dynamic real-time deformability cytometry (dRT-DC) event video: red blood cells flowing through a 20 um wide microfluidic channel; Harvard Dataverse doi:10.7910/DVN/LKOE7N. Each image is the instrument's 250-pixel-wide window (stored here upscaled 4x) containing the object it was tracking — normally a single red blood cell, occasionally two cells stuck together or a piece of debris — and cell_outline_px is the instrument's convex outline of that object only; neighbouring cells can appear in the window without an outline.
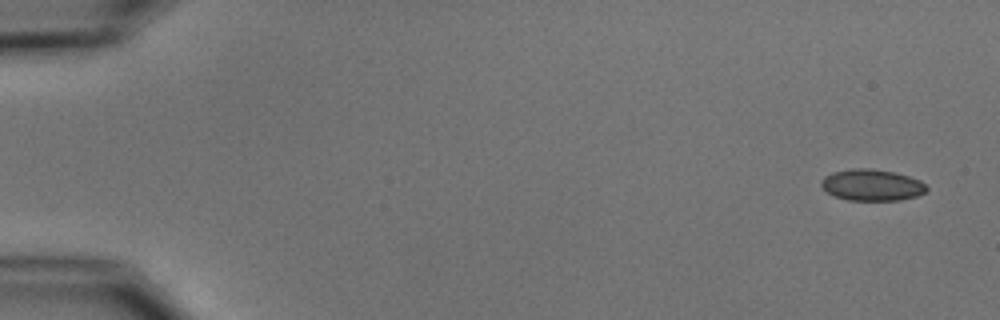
{"species": "common noctule bat (a hibernating species)", "species_latin": "Nyctalus noctula", "temperature_condition": "cold", "stored_images_in_passage": 6, "camera_frame_rate_fps": 3000, "um_per_image_px": 0.085, "animal": {"sex": "male", "body_mass_g": 15.6}, "frame": {"image": 1, "passage_image": 1, "time_ms": 0.0, "image_size_px": [1000, 320], "cell_outline_px": [[928, 188], [924, 192], [916, 196], [900, 200], [848, 200], [836, 196], [828, 192], [820, 184], [820, 180], [824, 176], [832, 172], [852, 168], [868, 168], [892, 172], [908, 176], [920, 180]], "centroid_in_image_um": [74.08, 15.72], "position_along_channel_um": 10.9, "area_um2": 19.13}}
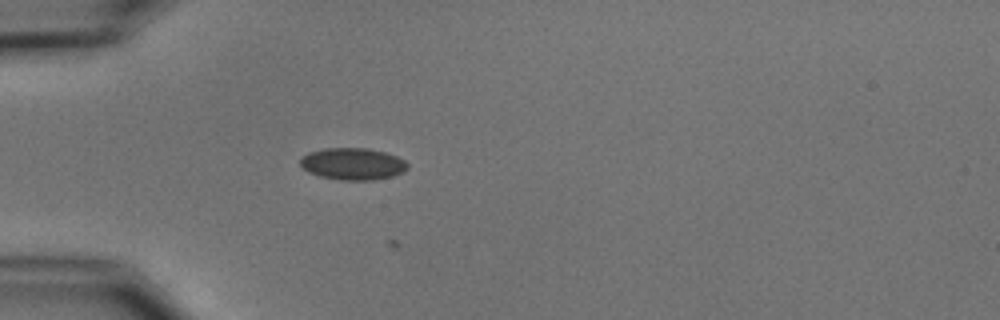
{"frame": {"image": 2, "passage_image": 5, "time_ms": 4.667, "image_size_px": [1000, 320], "cell_outline_px": [[408, 168], [404, 172], [392, 176], [372, 180], [340, 180], [320, 176], [308, 172], [300, 164], [300, 160], [308, 152], [324, 148], [364, 148], [384, 152], [396, 156], [404, 160], [408, 164]], "centroid_in_image_um": [29.99, 13.93], "position_along_channel_um": 55.0, "area_um2": 19.88}}